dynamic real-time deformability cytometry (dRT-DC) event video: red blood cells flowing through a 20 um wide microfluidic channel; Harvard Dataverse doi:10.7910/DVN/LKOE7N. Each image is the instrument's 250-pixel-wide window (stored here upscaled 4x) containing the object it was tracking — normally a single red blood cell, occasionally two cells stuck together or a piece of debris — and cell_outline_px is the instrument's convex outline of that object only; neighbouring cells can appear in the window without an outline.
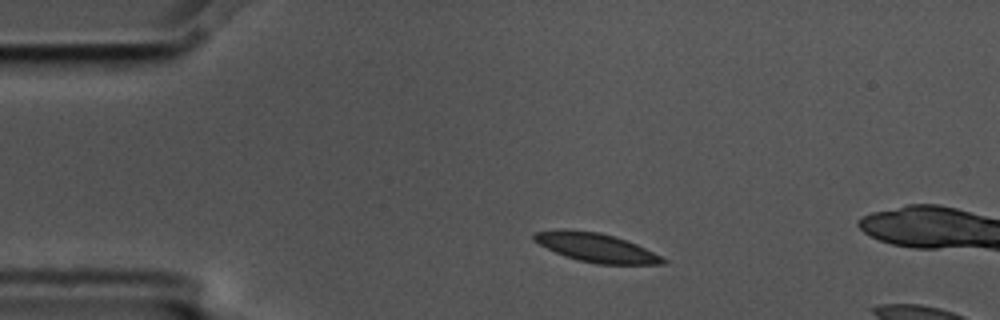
{"species": "common noctule bat (a hibernating species)", "species_latin": "Nyctalus noctula", "temperature_condition": "cold", "stored_images_in_passage": 3, "camera_frame_rate_fps": 3000, "um_per_image_px": 0.085, "animal": {"sex": "male", "body_mass_g": 17.5, "forearm_length_mm": 52.3}, "frame": {"image": 1, "passage_image": 1, "time_ms": 0.0, "image_size_px": [1000, 320], "cell_outline_px": [[668, 264], [596, 264], [564, 256], [532, 240], [532, 232], [564, 228], [600, 232], [628, 240], [668, 260]], "centroid_in_image_um": [50.64, 21.02], "position_along_channel_um": 34.4, "area_um2": 21.79}}